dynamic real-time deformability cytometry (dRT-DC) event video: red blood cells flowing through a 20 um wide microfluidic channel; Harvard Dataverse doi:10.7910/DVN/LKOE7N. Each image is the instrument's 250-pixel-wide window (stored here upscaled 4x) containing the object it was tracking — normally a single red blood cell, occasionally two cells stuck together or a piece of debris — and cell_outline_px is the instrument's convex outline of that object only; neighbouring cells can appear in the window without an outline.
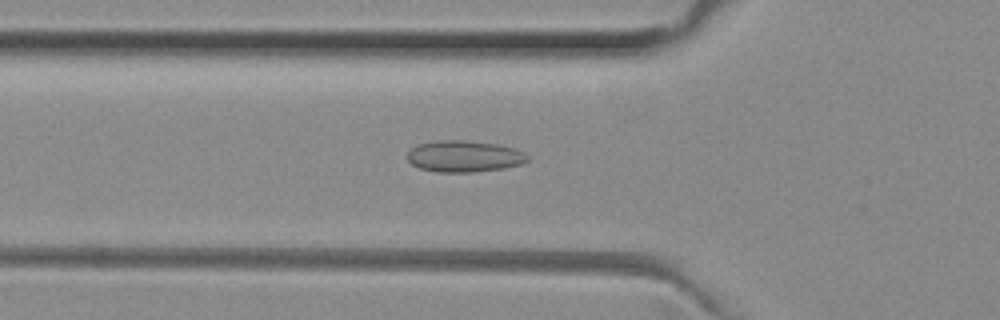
{"species": "common noctule bat (a hibernating species)", "species_latin": "Nyctalus noctula", "temperature_condition": "room temperature", "stored_images_in_passage": 49, "camera_frame_rate_fps": 3000, "um_per_image_px": 0.085, "animal": {"sex": "female", "body_mass_g": 29.2, "forearm_length_mm": 56.3}, "frame": {"image": 1, "passage_image": 16, "time_ms": 5.0, "image_size_px": [1000, 320], "cell_outline_px": [[528, 160], [520, 164], [504, 168], [472, 172], [436, 172], [420, 168], [412, 164], [408, 160], [408, 152], [416, 144], [436, 140], [464, 140], [496, 144], [512, 148], [524, 152], [528, 156]], "centroid_in_image_um": [39.42, 13.28], "position_along_channel_um": 86.4, "area_um2": 21.96}}
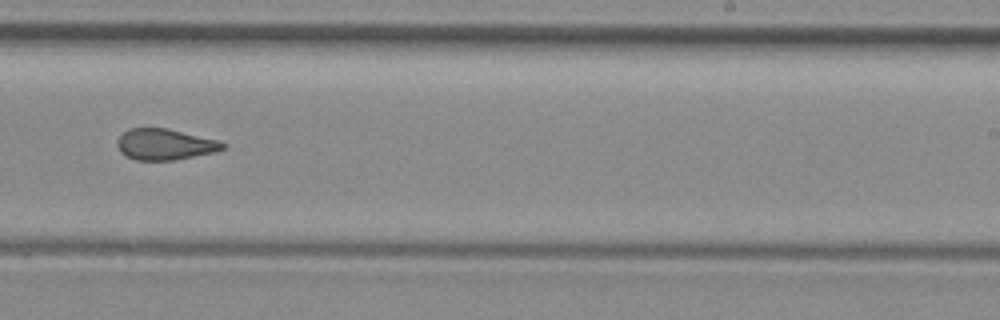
{"frame": {"image": 2, "passage_image": 30, "time_ms": 9.667, "image_size_px": [1000, 320], "cell_outline_px": [[228, 144], [224, 148], [216, 152], [176, 160], [136, 160], [120, 152], [116, 144], [116, 140], [128, 128], [168, 128], [220, 140]], "centroid_in_image_um": [14.05, 12.26], "position_along_channel_um": 274.9, "area_um2": 19.36}}
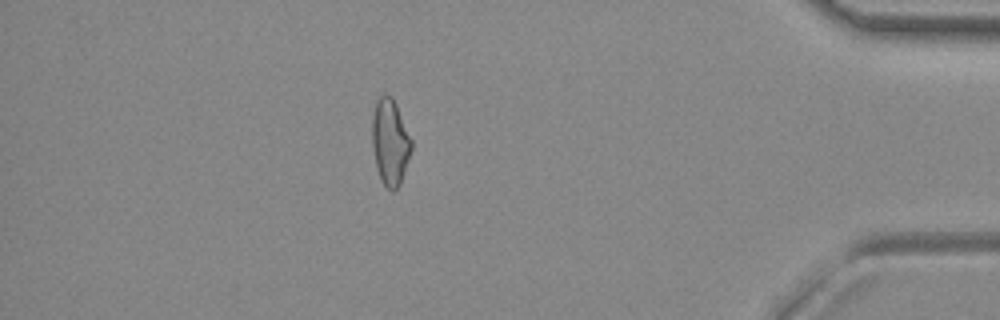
{"frame": {"image": 3, "passage_image": 43, "time_ms": 14.0, "image_size_px": [1000, 320], "cell_outline_px": [[412, 148], [400, 184], [392, 192], [380, 180], [376, 168], [372, 148], [372, 116], [376, 104], [380, 96], [384, 92], [392, 96], [396, 104], [412, 140]], "centroid_in_image_um": [33.15, 12.07], "position_along_channel_um": 402.1, "area_um2": 19.77}, "authors_computed_cell_mechanics": {"area_um2": 20.0566, "velocity_mm_per_s": 4.0322, "shape_relaxation_time_tau1_ms": null, "shape_relaxation_time_tau2_ms": 1.5836, "deformation_change_tau1": null, "deformation_change_tau2": 0.0995}}